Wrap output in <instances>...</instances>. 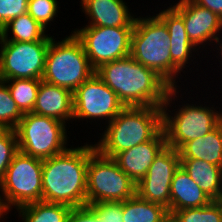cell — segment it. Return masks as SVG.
I'll list each match as a JSON object with an SVG mask.
<instances>
[{
    "label": "cell",
    "mask_w": 222,
    "mask_h": 222,
    "mask_svg": "<svg viewBox=\"0 0 222 222\" xmlns=\"http://www.w3.org/2000/svg\"><path fill=\"white\" fill-rule=\"evenodd\" d=\"M95 73L125 107H162L171 88L153 69L131 56L104 63Z\"/></svg>",
    "instance_id": "1"
},
{
    "label": "cell",
    "mask_w": 222,
    "mask_h": 222,
    "mask_svg": "<svg viewBox=\"0 0 222 222\" xmlns=\"http://www.w3.org/2000/svg\"><path fill=\"white\" fill-rule=\"evenodd\" d=\"M90 144L67 148L43 159L42 200L71 208L87 206V166Z\"/></svg>",
    "instance_id": "2"
},
{
    "label": "cell",
    "mask_w": 222,
    "mask_h": 222,
    "mask_svg": "<svg viewBox=\"0 0 222 222\" xmlns=\"http://www.w3.org/2000/svg\"><path fill=\"white\" fill-rule=\"evenodd\" d=\"M95 149L106 157L152 140L162 130V107H125L105 126Z\"/></svg>",
    "instance_id": "3"
},
{
    "label": "cell",
    "mask_w": 222,
    "mask_h": 222,
    "mask_svg": "<svg viewBox=\"0 0 222 222\" xmlns=\"http://www.w3.org/2000/svg\"><path fill=\"white\" fill-rule=\"evenodd\" d=\"M179 88L181 87L169 89L162 106V129L165 133L166 145L176 150L186 142L205 136L222 122V110L220 111V107L217 106L219 110L214 108V103L207 105L205 102L203 105L194 101L195 104H185L187 101H183L184 104L174 109L172 104H175V100L177 101L179 97L178 94L181 91Z\"/></svg>",
    "instance_id": "4"
},
{
    "label": "cell",
    "mask_w": 222,
    "mask_h": 222,
    "mask_svg": "<svg viewBox=\"0 0 222 222\" xmlns=\"http://www.w3.org/2000/svg\"><path fill=\"white\" fill-rule=\"evenodd\" d=\"M52 36L42 80L72 93L94 73L81 41L73 32L60 41Z\"/></svg>",
    "instance_id": "5"
},
{
    "label": "cell",
    "mask_w": 222,
    "mask_h": 222,
    "mask_svg": "<svg viewBox=\"0 0 222 222\" xmlns=\"http://www.w3.org/2000/svg\"><path fill=\"white\" fill-rule=\"evenodd\" d=\"M155 14L136 17L131 34L130 56L153 69L171 86L169 31Z\"/></svg>",
    "instance_id": "6"
},
{
    "label": "cell",
    "mask_w": 222,
    "mask_h": 222,
    "mask_svg": "<svg viewBox=\"0 0 222 222\" xmlns=\"http://www.w3.org/2000/svg\"><path fill=\"white\" fill-rule=\"evenodd\" d=\"M136 183L113 158L100 154L90 142L87 166V206L99 202H122L136 195Z\"/></svg>",
    "instance_id": "7"
},
{
    "label": "cell",
    "mask_w": 222,
    "mask_h": 222,
    "mask_svg": "<svg viewBox=\"0 0 222 222\" xmlns=\"http://www.w3.org/2000/svg\"><path fill=\"white\" fill-rule=\"evenodd\" d=\"M66 127L57 119L25 113L15 129L18 151L42 160L62 153L69 146Z\"/></svg>",
    "instance_id": "8"
},
{
    "label": "cell",
    "mask_w": 222,
    "mask_h": 222,
    "mask_svg": "<svg viewBox=\"0 0 222 222\" xmlns=\"http://www.w3.org/2000/svg\"><path fill=\"white\" fill-rule=\"evenodd\" d=\"M43 160L18 151L0 181L2 202L6 210L42 201Z\"/></svg>",
    "instance_id": "9"
},
{
    "label": "cell",
    "mask_w": 222,
    "mask_h": 222,
    "mask_svg": "<svg viewBox=\"0 0 222 222\" xmlns=\"http://www.w3.org/2000/svg\"><path fill=\"white\" fill-rule=\"evenodd\" d=\"M52 36L41 41L0 40V80L42 79Z\"/></svg>",
    "instance_id": "10"
},
{
    "label": "cell",
    "mask_w": 222,
    "mask_h": 222,
    "mask_svg": "<svg viewBox=\"0 0 222 222\" xmlns=\"http://www.w3.org/2000/svg\"><path fill=\"white\" fill-rule=\"evenodd\" d=\"M134 26H83L72 32L81 41L91 66L96 70L104 63L130 56Z\"/></svg>",
    "instance_id": "11"
},
{
    "label": "cell",
    "mask_w": 222,
    "mask_h": 222,
    "mask_svg": "<svg viewBox=\"0 0 222 222\" xmlns=\"http://www.w3.org/2000/svg\"><path fill=\"white\" fill-rule=\"evenodd\" d=\"M125 106L112 91L94 73L73 92V121L88 119L99 122L103 126L111 122ZM94 119V120H93ZM103 119V120H102Z\"/></svg>",
    "instance_id": "12"
},
{
    "label": "cell",
    "mask_w": 222,
    "mask_h": 222,
    "mask_svg": "<svg viewBox=\"0 0 222 222\" xmlns=\"http://www.w3.org/2000/svg\"><path fill=\"white\" fill-rule=\"evenodd\" d=\"M180 166L178 150L165 146L155 157L147 174L136 185V194L159 204L170 213V188L175 171Z\"/></svg>",
    "instance_id": "13"
},
{
    "label": "cell",
    "mask_w": 222,
    "mask_h": 222,
    "mask_svg": "<svg viewBox=\"0 0 222 222\" xmlns=\"http://www.w3.org/2000/svg\"><path fill=\"white\" fill-rule=\"evenodd\" d=\"M178 2V3H177ZM170 5L182 18L191 43L198 49L217 44L222 38V20L208 8L191 0H178ZM207 43V44H205Z\"/></svg>",
    "instance_id": "14"
},
{
    "label": "cell",
    "mask_w": 222,
    "mask_h": 222,
    "mask_svg": "<svg viewBox=\"0 0 222 222\" xmlns=\"http://www.w3.org/2000/svg\"><path fill=\"white\" fill-rule=\"evenodd\" d=\"M156 15L165 23L169 31V40L171 43V87H178V82H181V78L179 77L183 76L181 72L184 74V72H186L184 69L190 66V60L193 62V60L196 59L194 53L199 55L198 52L201 53L202 51H198L191 43L185 29L183 18L170 6V4L166 9H160L159 13ZM186 64H189V66ZM178 78L179 80L177 81Z\"/></svg>",
    "instance_id": "15"
},
{
    "label": "cell",
    "mask_w": 222,
    "mask_h": 222,
    "mask_svg": "<svg viewBox=\"0 0 222 222\" xmlns=\"http://www.w3.org/2000/svg\"><path fill=\"white\" fill-rule=\"evenodd\" d=\"M165 146L166 138L162 129L152 140L119 152L113 159L119 168L137 184L146 176L155 157Z\"/></svg>",
    "instance_id": "16"
},
{
    "label": "cell",
    "mask_w": 222,
    "mask_h": 222,
    "mask_svg": "<svg viewBox=\"0 0 222 222\" xmlns=\"http://www.w3.org/2000/svg\"><path fill=\"white\" fill-rule=\"evenodd\" d=\"M80 9L89 21L86 26L122 27L134 26L136 15L132 14L123 0H81Z\"/></svg>",
    "instance_id": "17"
},
{
    "label": "cell",
    "mask_w": 222,
    "mask_h": 222,
    "mask_svg": "<svg viewBox=\"0 0 222 222\" xmlns=\"http://www.w3.org/2000/svg\"><path fill=\"white\" fill-rule=\"evenodd\" d=\"M32 113L51 117L69 125L70 120H73V93L41 80Z\"/></svg>",
    "instance_id": "18"
},
{
    "label": "cell",
    "mask_w": 222,
    "mask_h": 222,
    "mask_svg": "<svg viewBox=\"0 0 222 222\" xmlns=\"http://www.w3.org/2000/svg\"><path fill=\"white\" fill-rule=\"evenodd\" d=\"M213 201L194 182L180 165L175 171L170 188V213L185 208L208 205Z\"/></svg>",
    "instance_id": "19"
},
{
    "label": "cell",
    "mask_w": 222,
    "mask_h": 222,
    "mask_svg": "<svg viewBox=\"0 0 222 222\" xmlns=\"http://www.w3.org/2000/svg\"><path fill=\"white\" fill-rule=\"evenodd\" d=\"M180 159H200L222 168V122L205 136L184 143Z\"/></svg>",
    "instance_id": "20"
},
{
    "label": "cell",
    "mask_w": 222,
    "mask_h": 222,
    "mask_svg": "<svg viewBox=\"0 0 222 222\" xmlns=\"http://www.w3.org/2000/svg\"><path fill=\"white\" fill-rule=\"evenodd\" d=\"M180 165L212 200H221L222 168L200 159H180Z\"/></svg>",
    "instance_id": "21"
},
{
    "label": "cell",
    "mask_w": 222,
    "mask_h": 222,
    "mask_svg": "<svg viewBox=\"0 0 222 222\" xmlns=\"http://www.w3.org/2000/svg\"><path fill=\"white\" fill-rule=\"evenodd\" d=\"M46 32H48V30L44 29L27 12L10 20L5 27L0 30V40L19 42L41 41L48 35Z\"/></svg>",
    "instance_id": "22"
},
{
    "label": "cell",
    "mask_w": 222,
    "mask_h": 222,
    "mask_svg": "<svg viewBox=\"0 0 222 222\" xmlns=\"http://www.w3.org/2000/svg\"><path fill=\"white\" fill-rule=\"evenodd\" d=\"M71 209L64 204L42 200L21 206L16 210L23 222H67Z\"/></svg>",
    "instance_id": "23"
},
{
    "label": "cell",
    "mask_w": 222,
    "mask_h": 222,
    "mask_svg": "<svg viewBox=\"0 0 222 222\" xmlns=\"http://www.w3.org/2000/svg\"><path fill=\"white\" fill-rule=\"evenodd\" d=\"M123 222H162L169 211L165 207L140 198L137 194L122 201Z\"/></svg>",
    "instance_id": "24"
},
{
    "label": "cell",
    "mask_w": 222,
    "mask_h": 222,
    "mask_svg": "<svg viewBox=\"0 0 222 222\" xmlns=\"http://www.w3.org/2000/svg\"><path fill=\"white\" fill-rule=\"evenodd\" d=\"M41 80L42 79H11L3 81L8 86L11 97L23 114L33 111Z\"/></svg>",
    "instance_id": "25"
},
{
    "label": "cell",
    "mask_w": 222,
    "mask_h": 222,
    "mask_svg": "<svg viewBox=\"0 0 222 222\" xmlns=\"http://www.w3.org/2000/svg\"><path fill=\"white\" fill-rule=\"evenodd\" d=\"M173 214L179 222H222V202L213 200L206 206L185 208Z\"/></svg>",
    "instance_id": "26"
},
{
    "label": "cell",
    "mask_w": 222,
    "mask_h": 222,
    "mask_svg": "<svg viewBox=\"0 0 222 222\" xmlns=\"http://www.w3.org/2000/svg\"><path fill=\"white\" fill-rule=\"evenodd\" d=\"M23 115L11 97L8 86L0 80V129L15 130Z\"/></svg>",
    "instance_id": "27"
},
{
    "label": "cell",
    "mask_w": 222,
    "mask_h": 222,
    "mask_svg": "<svg viewBox=\"0 0 222 222\" xmlns=\"http://www.w3.org/2000/svg\"><path fill=\"white\" fill-rule=\"evenodd\" d=\"M58 3L57 0H28V13L44 29H48V25H52L51 22H54L60 12Z\"/></svg>",
    "instance_id": "28"
},
{
    "label": "cell",
    "mask_w": 222,
    "mask_h": 222,
    "mask_svg": "<svg viewBox=\"0 0 222 222\" xmlns=\"http://www.w3.org/2000/svg\"><path fill=\"white\" fill-rule=\"evenodd\" d=\"M17 152L18 142L15 130L0 129V181Z\"/></svg>",
    "instance_id": "29"
},
{
    "label": "cell",
    "mask_w": 222,
    "mask_h": 222,
    "mask_svg": "<svg viewBox=\"0 0 222 222\" xmlns=\"http://www.w3.org/2000/svg\"><path fill=\"white\" fill-rule=\"evenodd\" d=\"M88 206L96 213L99 222H123L122 202H99Z\"/></svg>",
    "instance_id": "30"
},
{
    "label": "cell",
    "mask_w": 222,
    "mask_h": 222,
    "mask_svg": "<svg viewBox=\"0 0 222 222\" xmlns=\"http://www.w3.org/2000/svg\"><path fill=\"white\" fill-rule=\"evenodd\" d=\"M28 12V0H0V30L12 19Z\"/></svg>",
    "instance_id": "31"
},
{
    "label": "cell",
    "mask_w": 222,
    "mask_h": 222,
    "mask_svg": "<svg viewBox=\"0 0 222 222\" xmlns=\"http://www.w3.org/2000/svg\"><path fill=\"white\" fill-rule=\"evenodd\" d=\"M67 222H99V218L89 206H83L72 208Z\"/></svg>",
    "instance_id": "32"
},
{
    "label": "cell",
    "mask_w": 222,
    "mask_h": 222,
    "mask_svg": "<svg viewBox=\"0 0 222 222\" xmlns=\"http://www.w3.org/2000/svg\"><path fill=\"white\" fill-rule=\"evenodd\" d=\"M199 6L208 8L222 20V0H191Z\"/></svg>",
    "instance_id": "33"
},
{
    "label": "cell",
    "mask_w": 222,
    "mask_h": 222,
    "mask_svg": "<svg viewBox=\"0 0 222 222\" xmlns=\"http://www.w3.org/2000/svg\"><path fill=\"white\" fill-rule=\"evenodd\" d=\"M162 222H179L174 214L168 213V215L163 219Z\"/></svg>",
    "instance_id": "34"
},
{
    "label": "cell",
    "mask_w": 222,
    "mask_h": 222,
    "mask_svg": "<svg viewBox=\"0 0 222 222\" xmlns=\"http://www.w3.org/2000/svg\"><path fill=\"white\" fill-rule=\"evenodd\" d=\"M215 46H216V48H214V49L218 50V52H217V53H219L218 56L221 55L218 59L222 60V42H221V40ZM218 61H219L220 65L222 66V63H221L222 61H220V60H218Z\"/></svg>",
    "instance_id": "35"
},
{
    "label": "cell",
    "mask_w": 222,
    "mask_h": 222,
    "mask_svg": "<svg viewBox=\"0 0 222 222\" xmlns=\"http://www.w3.org/2000/svg\"><path fill=\"white\" fill-rule=\"evenodd\" d=\"M7 214H9L7 210H0V222H1V220H2V222L5 221V220H3V219H5L4 217H5Z\"/></svg>",
    "instance_id": "36"
},
{
    "label": "cell",
    "mask_w": 222,
    "mask_h": 222,
    "mask_svg": "<svg viewBox=\"0 0 222 222\" xmlns=\"http://www.w3.org/2000/svg\"><path fill=\"white\" fill-rule=\"evenodd\" d=\"M0 210H6V208L2 202L1 193H0Z\"/></svg>",
    "instance_id": "37"
}]
</instances>
